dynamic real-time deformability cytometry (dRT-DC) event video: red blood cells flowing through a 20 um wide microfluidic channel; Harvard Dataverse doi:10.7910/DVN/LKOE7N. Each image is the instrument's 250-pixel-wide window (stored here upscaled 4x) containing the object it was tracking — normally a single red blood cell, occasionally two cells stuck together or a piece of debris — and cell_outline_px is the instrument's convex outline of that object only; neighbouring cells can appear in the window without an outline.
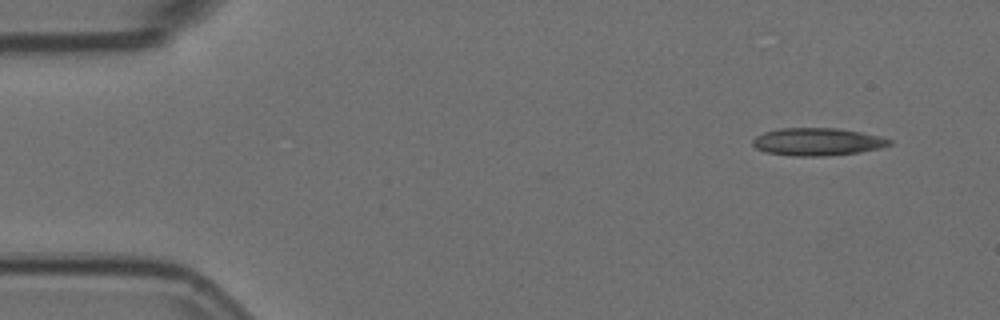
{"species": "Egyptian fruit bat (a non-hibernating species)", "species_latin": "Rousettus aegyptiacus", "temperature_condition": "room temperature", "stored_images_in_passage": 47, "camera_frame_rate_fps": 3000, "um_per_image_px": 0.085, "animal": {"sex": "female"}, "frame": {"image": 1, "passage_image": 1, "time_ms": 0.0, "image_size_px": [1000, 320], "cell_outline_px": [[892, 144], [880, 148], [860, 152], [824, 156], [792, 156], [764, 152], [756, 148], [752, 144], [752, 140], [756, 136], [764, 132], [780, 128], [840, 128], [880, 136], [892, 140]], "centroid_in_image_um": [69.47, 12.05], "position_along_channel_um": 15.5, "area_um2": 22.14}}
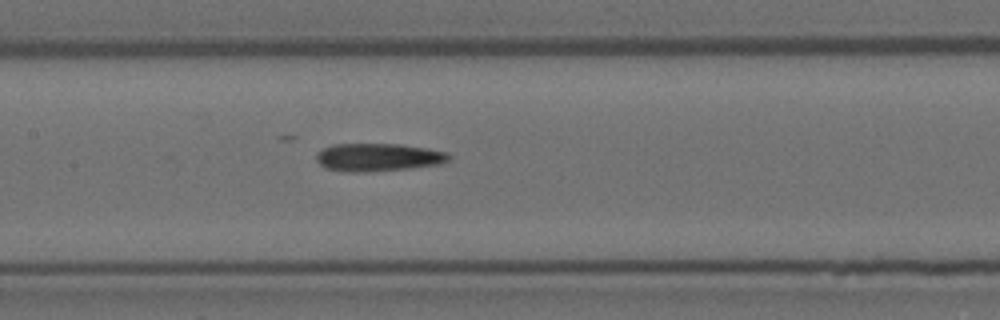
{"frame": {"image": 2, "passage_image": 22, "time_ms": 7.0, "image_size_px": [1000, 320], "cell_outline_px": [[452, 156], [448, 160], [440, 164], [408, 168], [356, 172], [352, 172], [324, 168], [316, 160], [316, 152], [332, 144], [400, 144], [428, 148], [448, 152]], "centroid_in_image_um": [32.14, 13.35], "position_along_channel_um": 175.3, "area_um2": 21.5}}
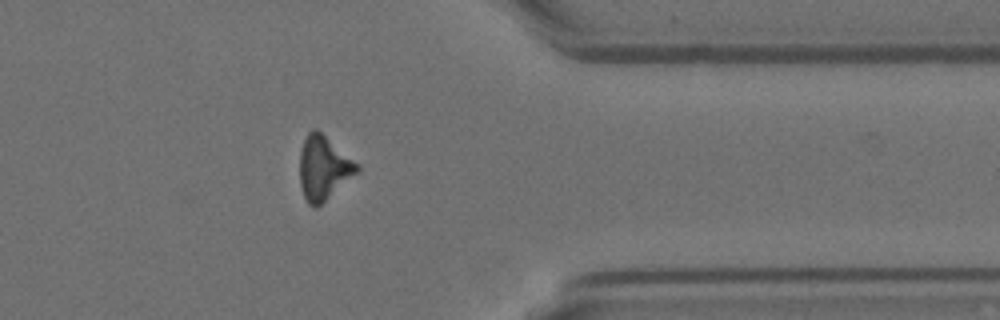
{"frame": {"image": 3, "passage_image": 40, "time_ms": 13.0, "image_size_px": [1000, 320], "cell_outline_px": [[360, 172], [316, 208], [312, 208], [308, 204], [304, 196], [300, 184], [300, 152], [304, 140], [308, 132], [312, 128], [316, 128], [360, 164]], "centroid_in_image_um": [27.53, 14.28], "position_along_channel_um": 383.9, "area_um2": 21.62}}